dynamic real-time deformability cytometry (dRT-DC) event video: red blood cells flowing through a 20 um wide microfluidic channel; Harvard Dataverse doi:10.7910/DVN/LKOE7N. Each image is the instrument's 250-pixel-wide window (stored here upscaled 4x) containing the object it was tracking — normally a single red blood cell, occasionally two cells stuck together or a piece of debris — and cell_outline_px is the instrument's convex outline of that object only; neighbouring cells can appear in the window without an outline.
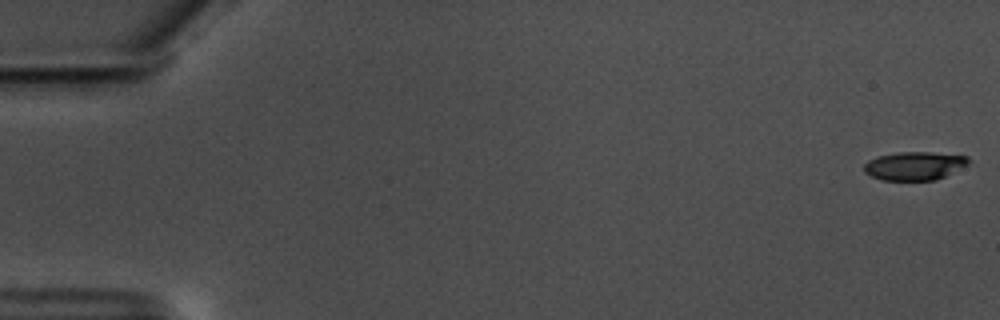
{"species": "common noctule bat (a hibernating species)", "species_latin": "Nyctalus noctula", "temperature_condition": "warm", "stored_images_in_passage": 59, "camera_frame_rate_fps": 3000, "um_per_image_px": 0.085, "animal": {"sex": "male", "body_mass_g": 17.5, "forearm_length_mm": 52.3}, "frame": {"image": 1, "passage_image": 1, "time_ms": 0.0, "image_size_px": [1000, 320], "cell_outline_px": [[972, 160], [968, 164], [936, 180], [880, 180], [864, 172], [864, 164], [868, 160], [876, 156], [896, 152], [928, 152], [968, 156]], "centroid_in_image_um": [77.71, 14.09], "position_along_channel_um": 7.3, "area_um2": 17.34}}
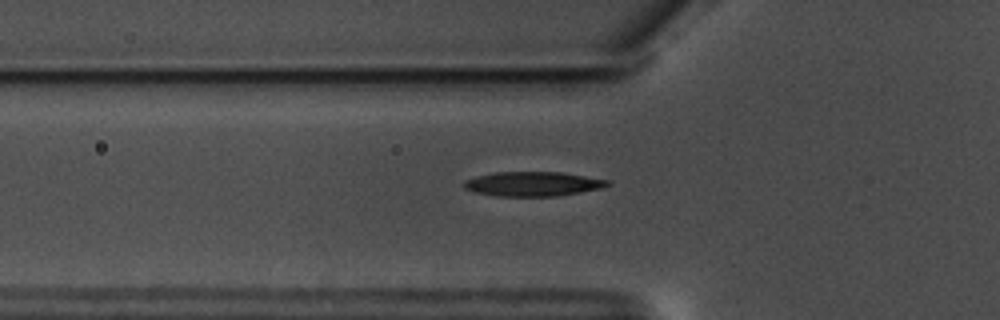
{"frame": {"image": 2, "passage_image": 21, "time_ms": 6.667, "image_size_px": [1000, 320], "cell_outline_px": [[612, 184], [604, 188], [556, 196], [496, 196], [476, 192], [464, 188], [464, 180], [476, 176], [496, 172], [560, 172], [612, 180]], "centroid_in_image_um": [45.35, 15.63], "position_along_channel_um": 80.4, "area_um2": 20.58}}
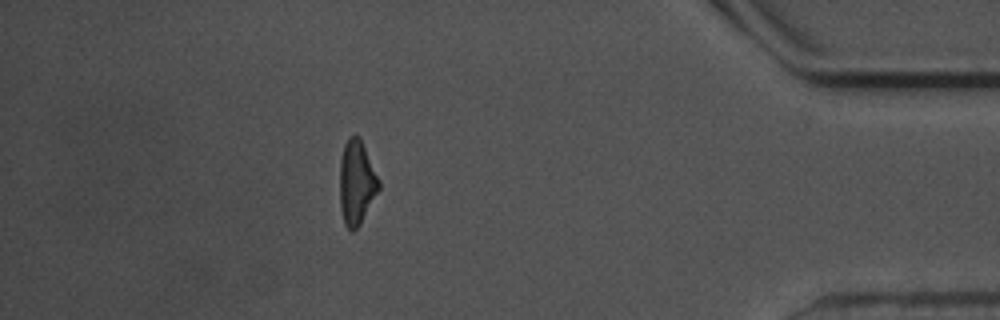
{"frame": {"image": 3, "passage_image": 52, "time_ms": 17.0, "image_size_px": [1000, 320], "cell_outline_px": [[380, 188], [360, 224], [352, 232], [344, 224], [340, 208], [340, 160], [344, 144], [348, 136], [360, 136], [380, 180]], "centroid_in_image_um": [30.31, 15.49], "position_along_channel_um": 404.9, "area_um2": 19.31}, "authors_computed_cell_mechanics": {"area_um2": 19.5942, "velocity_mm_per_s": 3.551, "shape_relaxation_time_tau1_ms": 3.3171, "shape_relaxation_time_tau2_ms": 2.5058, "deformation_change_tau1": 0.1507, "deformation_change_tau2": 0.1163}}